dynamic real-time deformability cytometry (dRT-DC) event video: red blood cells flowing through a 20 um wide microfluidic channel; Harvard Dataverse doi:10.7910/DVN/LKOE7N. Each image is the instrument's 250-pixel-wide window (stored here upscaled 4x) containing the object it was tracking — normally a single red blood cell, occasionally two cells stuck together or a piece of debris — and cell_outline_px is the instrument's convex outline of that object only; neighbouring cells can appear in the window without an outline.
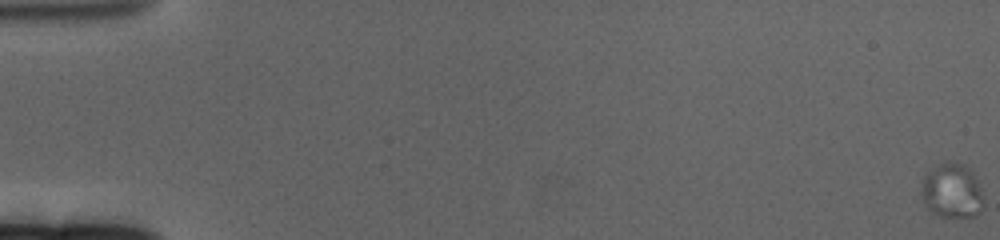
{"species": "human", "species_latin": "Homo sapiens", "temperature_condition": "cold", "stored_images_in_passage": 22, "camera_frame_rate_fps": 3000, "um_per_image_px": 0.085, "donor": {"sex": "female"}, "frame": {"image": 1, "passage_image": 1, "time_ms": 0.0, "image_size_px": [1000, 240], "cell_outline_px": [[980, 212], [972, 216], [940, 216], [932, 212], [928, 208], [920, 192], [920, 188], [924, 176], [928, 172], [944, 160], [964, 164], [968, 168], [976, 180], [980, 188]], "centroid_in_image_um": [80.85, 16.19], "position_along_channel_um": 4.1, "area_um2": 19.25}}